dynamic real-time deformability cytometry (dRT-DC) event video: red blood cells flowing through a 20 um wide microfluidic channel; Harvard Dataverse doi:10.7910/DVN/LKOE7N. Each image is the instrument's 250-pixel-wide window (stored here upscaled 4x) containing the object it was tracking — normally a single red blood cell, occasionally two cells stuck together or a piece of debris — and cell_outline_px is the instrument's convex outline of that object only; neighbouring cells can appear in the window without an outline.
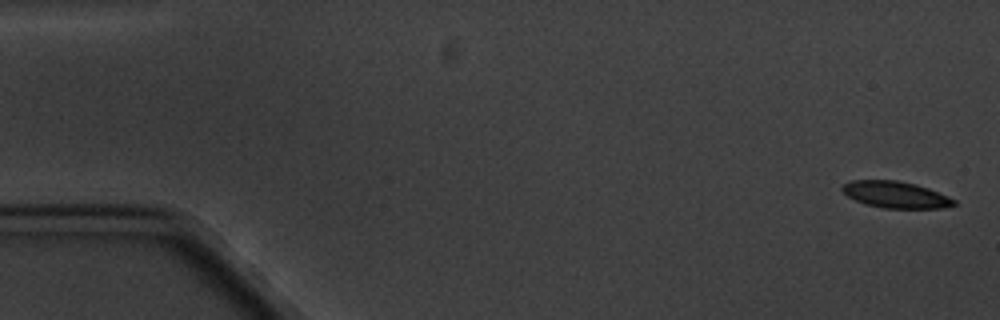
{"species": "common noctule bat (a hibernating species)", "species_latin": "Nyctalus noctula", "temperature_condition": "cold", "stored_images_in_passage": 6, "camera_frame_rate_fps": 3000, "um_per_image_px": 0.085, "animal": {"sex": "male", "body_mass_g": 20.1, "forearm_length_mm": 53.5}, "frame": {"image": 1, "passage_image": 1, "time_ms": 0.0, "image_size_px": [1000, 320], "cell_outline_px": [[956, 204], [944, 208], [884, 208], [864, 204], [848, 196], [840, 188], [844, 184], [852, 180], [896, 180], [916, 184], [928, 188], [948, 196], [956, 200]], "centroid_in_image_um": [76.14, 16.54], "position_along_channel_um": 8.9, "area_um2": 17.28}}
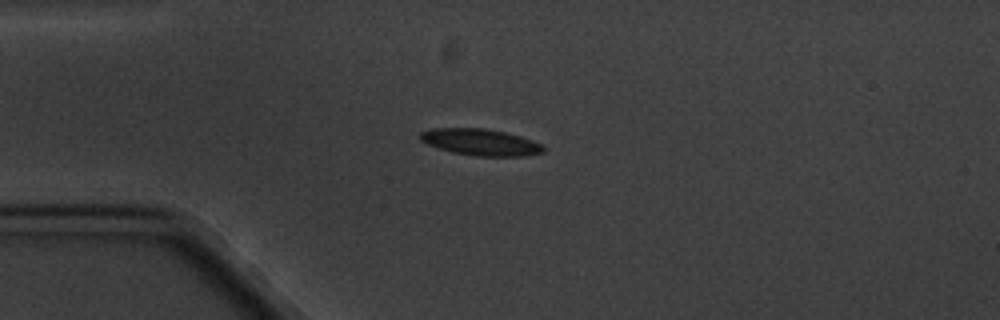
{"frame": {"image": 2, "passage_image": 4, "time_ms": 4.333, "image_size_px": [1000, 320], "cell_outline_px": [[544, 152], [524, 156], [476, 156], [452, 152], [428, 144], [420, 140], [420, 132], [432, 128], [484, 128], [504, 132], [520, 136], [532, 140], [540, 144], [544, 148]], "centroid_in_image_um": [40.84, 12.08], "position_along_channel_um": 44.2, "area_um2": 18.9}}